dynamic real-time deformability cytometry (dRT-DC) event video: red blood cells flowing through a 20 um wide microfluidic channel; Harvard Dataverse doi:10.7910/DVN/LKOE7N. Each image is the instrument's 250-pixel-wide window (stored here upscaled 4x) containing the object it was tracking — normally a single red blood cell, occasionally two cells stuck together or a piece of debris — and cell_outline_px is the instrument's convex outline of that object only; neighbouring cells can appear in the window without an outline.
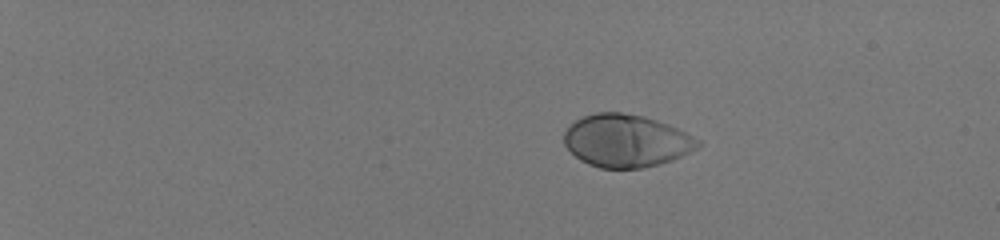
{"species": "human", "species_latin": "Homo sapiens", "temperature_condition": "room temperature", "stored_images_in_passage": 45, "camera_frame_rate_fps": 3000, "um_per_image_px": 0.085, "donor": {"sex": "male"}, "frame": {"image": 1, "passage_image": 1, "time_ms": 0.0, "image_size_px": [1000, 240], "cell_outline_px": [[704, 144], [672, 160], [660, 164], [640, 168], [600, 168], [588, 164], [580, 160], [564, 144], [564, 132], [576, 120], [584, 116], [596, 112], [620, 112], [644, 116], [668, 124], [700, 140]], "centroid_in_image_um": [53.23, 11.96], "position_along_channel_um": 31.8, "area_um2": 40.81}}
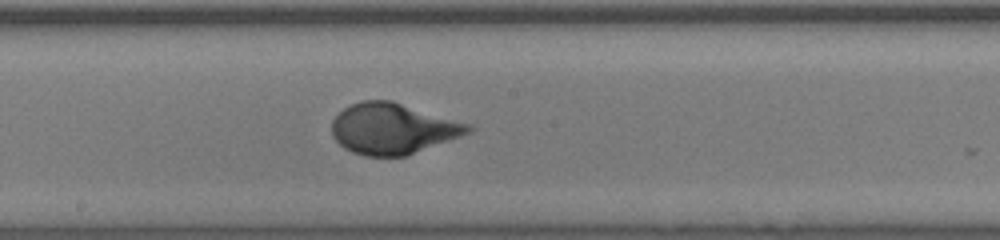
{"frame": {"image": 2, "passage_image": 25, "time_ms": 8.0, "image_size_px": [1000, 240], "cell_outline_px": [[476, 128], [472, 132], [408, 156], [364, 156], [352, 152], [344, 148], [332, 136], [332, 120], [344, 108], [360, 100], [392, 100], [472, 124]], "centroid_in_image_um": [33.43, 10.93], "position_along_channel_um": 214.8, "area_um2": 40.86}}
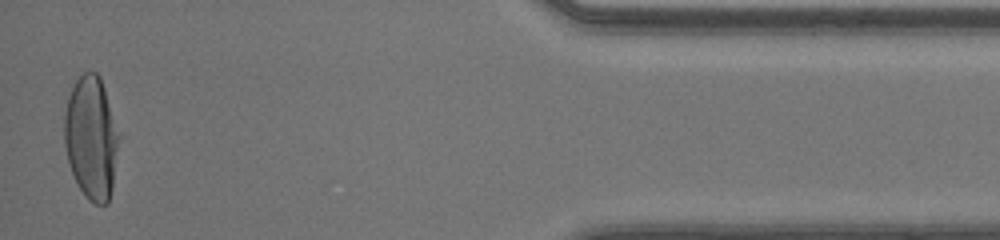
{"frame": {"image": 3, "passage_image": 44, "time_ms": 14.333, "image_size_px": [1000, 240], "cell_outline_px": [[124, 136], [112, 188], [108, 204], [96, 204], [88, 200], [84, 196], [68, 164], [64, 144], [64, 116], [68, 96], [76, 80], [84, 72], [96, 72], [100, 76]], "centroid_in_image_um": [7.84, 11.71], "position_along_channel_um": 427.4, "area_um2": 40.75}, "authors_computed_cell_mechanics": {"area_um2": 40.3444, "velocity_mm_per_s": 4.091, "shape_relaxation_time_tau1_ms": 3.2155, "shape_relaxation_time_tau2_ms": null, "deformation_change_tau1": 0.1914, "deformation_change_tau2": null}}